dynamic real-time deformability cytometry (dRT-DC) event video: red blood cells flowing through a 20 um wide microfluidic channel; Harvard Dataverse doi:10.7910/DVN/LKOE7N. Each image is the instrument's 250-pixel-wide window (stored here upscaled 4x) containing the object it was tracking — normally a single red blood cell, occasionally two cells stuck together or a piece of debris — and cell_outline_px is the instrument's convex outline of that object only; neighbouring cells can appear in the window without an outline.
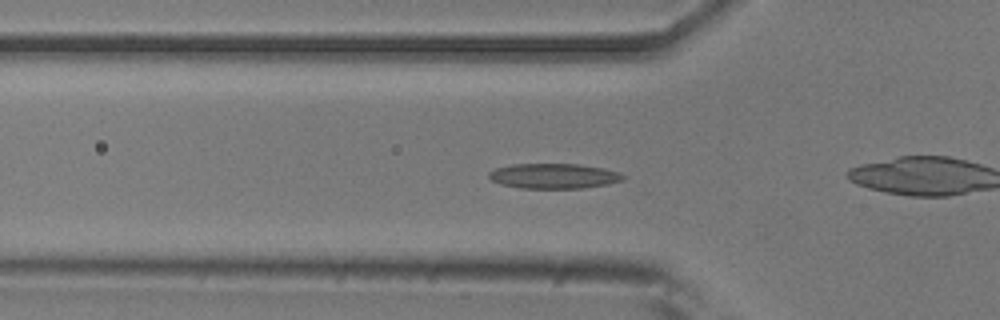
{"species": "common noctule bat (a hibernating species)", "species_latin": "Nyctalus noctula", "temperature_condition": "room temperature", "stored_images_in_passage": 53, "camera_frame_rate_fps": 3000, "um_per_image_px": 0.085, "animal": {"sex": "male", "body_mass_g": 20.5, "forearm_length_mm": 52.5}, "frame": {"image": 1, "passage_image": 17, "time_ms": 5.333, "image_size_px": [1000, 320], "cell_outline_px": [[624, 180], [608, 184], [584, 188], [520, 188], [500, 184], [492, 180], [488, 176], [488, 172], [496, 168], [512, 164], [580, 164], [604, 168], [620, 172], [624, 176]], "centroid_in_image_um": [47.08, 14.96], "position_along_channel_um": 78.7, "area_um2": 19.71}}
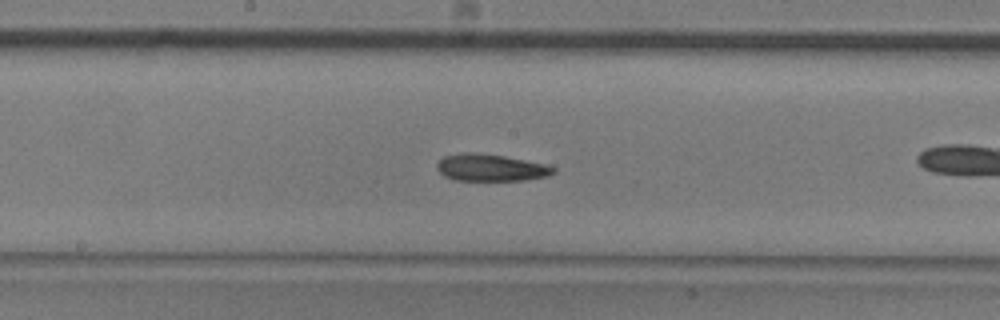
{"frame": {"image": 2, "passage_image": 27, "time_ms": 8.667, "image_size_px": [1000, 320], "cell_outline_px": [[556, 172], [548, 176], [524, 180], [452, 180], [444, 176], [436, 168], [436, 164], [444, 156], [464, 152], [472, 152], [504, 156], [544, 164], [556, 168]], "centroid_in_image_um": [41.69, 14.25], "position_along_channel_um": 206.5, "area_um2": 18.26}}
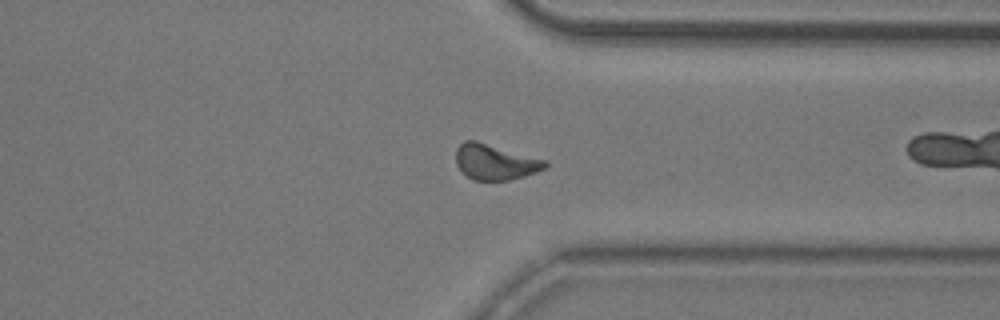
{"frame": {"image": 3, "passage_image": 40, "time_ms": 13.0, "image_size_px": [1000, 320], "cell_outline_px": [[548, 164], [544, 168], [536, 172], [524, 176], [508, 180], [472, 180], [456, 164], [456, 148], [464, 140], [476, 140], [548, 160]], "centroid_in_image_um": [42.09, 13.75], "position_along_channel_um": 369.3, "area_um2": 18.5}, "authors_computed_cell_mechanics": {"area_um2": 18.3226, "velocity_mm_per_s": 3.7915, "shape_relaxation_time_tau1_ms": 8.7328, "shape_relaxation_time_tau2_ms": 5.4151, "deformation_change_tau1": 0.1874, "deformation_change_tau2": 0.1239}}